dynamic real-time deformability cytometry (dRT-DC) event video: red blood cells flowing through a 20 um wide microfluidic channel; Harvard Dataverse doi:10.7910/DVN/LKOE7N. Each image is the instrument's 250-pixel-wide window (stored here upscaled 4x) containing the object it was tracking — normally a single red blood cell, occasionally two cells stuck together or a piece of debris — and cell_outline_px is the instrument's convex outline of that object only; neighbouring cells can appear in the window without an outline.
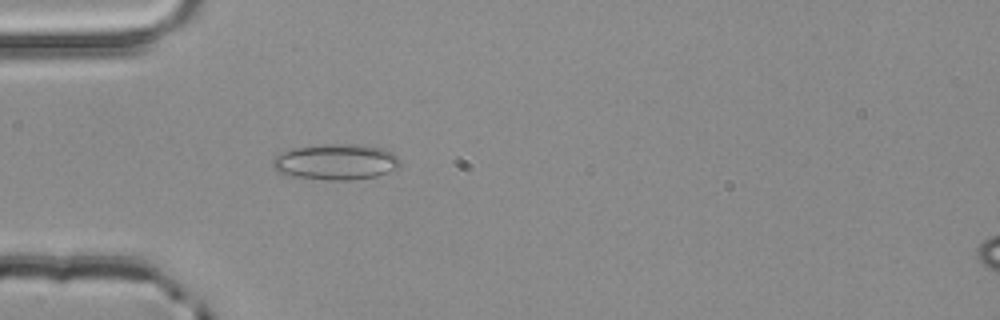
{"species": "common noctule bat (a hibernating species)", "species_latin": "Nyctalus noctula", "temperature_condition": "room temperature", "stored_images_in_passage": 3, "camera_frame_rate_fps": 3000, "um_per_image_px": 0.085, "animal": {"sex": "male", "body_mass_g": 20.4}, "frame": {"image": 1, "passage_image": 3, "time_ms": 0.667, "image_size_px": [1000, 320], "cell_outline_px": [[400, 164], [396, 168], [388, 172], [376, 176], [352, 180], [328, 180], [296, 176], [280, 172], [272, 164], [272, 160], [280, 152], [292, 148], [324, 144], [364, 144], [384, 148], [392, 152], [400, 160]], "centroid_in_image_um": [28.59, 13.74], "position_along_channel_um": 56.4, "area_um2": 26.59}}